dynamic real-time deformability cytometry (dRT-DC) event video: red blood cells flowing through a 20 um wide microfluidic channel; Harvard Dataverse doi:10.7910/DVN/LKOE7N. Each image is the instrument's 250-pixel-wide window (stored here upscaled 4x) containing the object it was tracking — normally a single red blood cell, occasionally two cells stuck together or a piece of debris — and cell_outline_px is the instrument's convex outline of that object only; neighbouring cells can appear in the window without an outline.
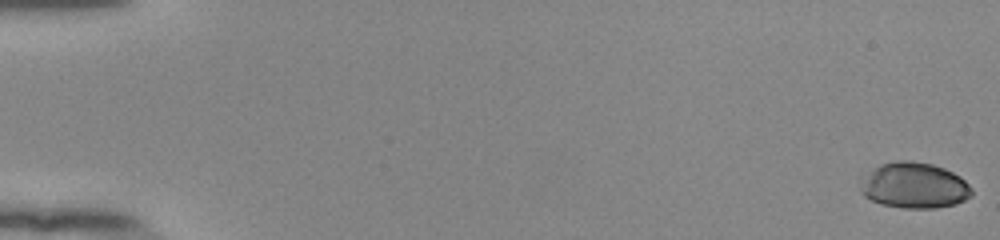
{"species": "human", "species_latin": "Homo sapiens", "temperature_condition": "room temperature", "stored_images_in_passage": 54, "camera_frame_rate_fps": 3000, "um_per_image_px": 0.085, "donor": {"sex": "female"}, "frame": {"image": 1, "passage_image": 1, "time_ms": 0.0, "image_size_px": [1000, 240], "cell_outline_px": [[972, 196], [956, 204], [936, 208], [904, 208], [880, 204], [864, 196], [860, 192], [860, 172], [880, 164], [896, 160], [912, 160], [932, 164], [944, 168], [960, 176], [972, 188]], "centroid_in_image_um": [77.63, 15.74], "position_along_channel_um": 7.4, "area_um2": 30.46}}
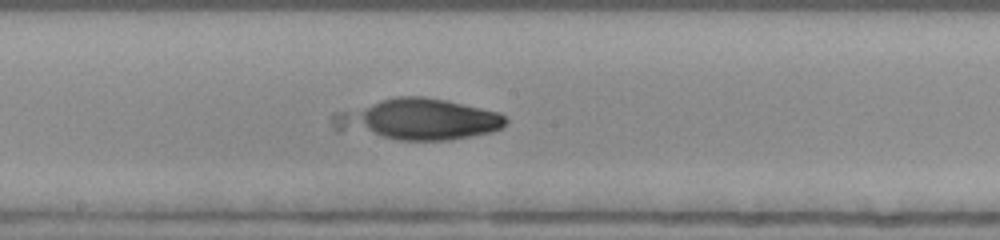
{"frame": {"image": 2, "passage_image": 31, "time_ms": 10.0, "image_size_px": [1000, 240], "cell_outline_px": [[508, 120], [500, 128], [492, 132], [472, 136], [448, 140], [396, 140], [336, 132], [332, 128], [332, 112], [396, 96], [424, 96], [444, 100], [500, 112]], "centroid_in_image_um": [35.41, 10.16], "position_along_channel_um": 212.8, "area_um2": 42.02}}
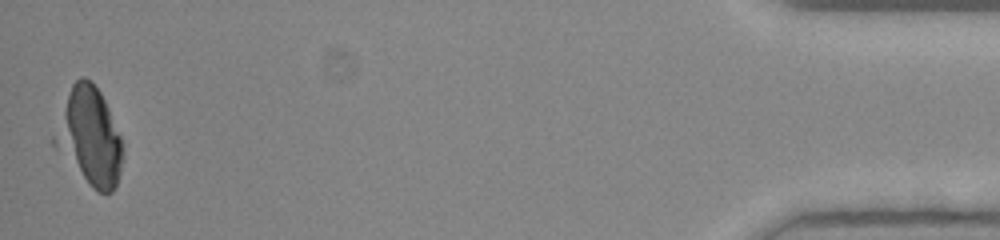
{"frame": {"image": 3, "passage_image": 54, "time_ms": 17.667, "image_size_px": [1000, 240], "cell_outline_px": [[124, 156], [120, 172], [116, 184], [112, 192], [100, 192], [92, 188], [88, 184], [52, 144], [52, 136], [72, 84], [80, 76], [84, 76], [100, 92], [108, 108], [120, 136], [124, 152]], "centroid_in_image_um": [7.61, 11.64], "position_along_channel_um": 427.6, "area_um2": 38.03}}